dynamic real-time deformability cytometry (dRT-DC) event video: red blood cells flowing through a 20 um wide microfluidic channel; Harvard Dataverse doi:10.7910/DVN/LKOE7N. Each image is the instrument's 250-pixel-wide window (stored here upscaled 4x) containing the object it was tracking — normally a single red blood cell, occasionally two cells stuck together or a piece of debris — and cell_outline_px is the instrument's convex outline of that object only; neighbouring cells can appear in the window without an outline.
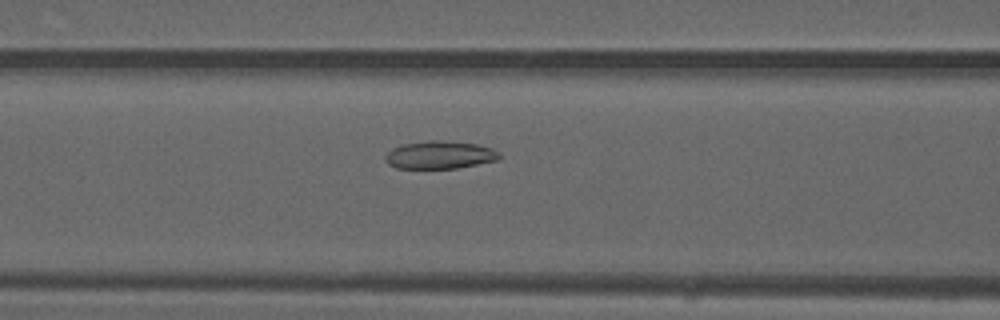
{"species": "common noctule bat (a hibernating species)", "species_latin": "Nyctalus noctula", "temperature_condition": "warm", "stored_images_in_passage": 37, "camera_frame_rate_fps": 3000, "um_per_image_px": 0.085, "animal": {"sex": "male", "forearm_length_mm": 52.5}, "frame": {"image": 1, "passage_image": 8, "time_ms": 2.333, "image_size_px": [1000, 320], "cell_outline_px": [[500, 156], [496, 160], [456, 168], [396, 168], [388, 164], [384, 160], [384, 156], [392, 148], [404, 144], [428, 140], [440, 140], [476, 144], [492, 148], [500, 152]], "centroid_in_image_um": [37.34, 13.16], "position_along_channel_um": 129.3, "area_um2": 18.38}}
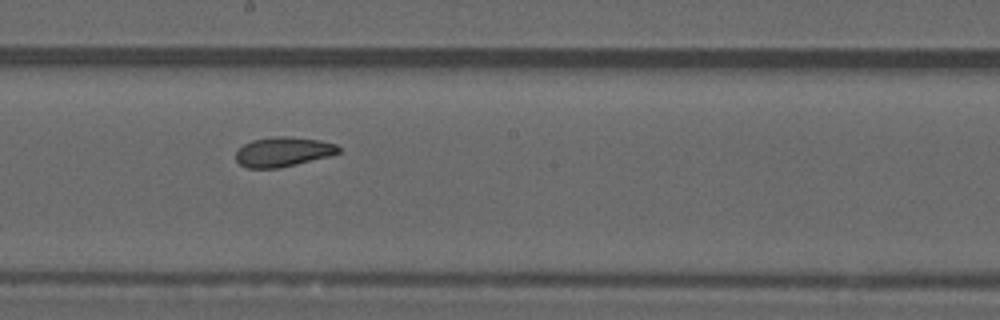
{"frame": {"image": 2, "passage_image": 15, "time_ms": 4.667, "image_size_px": [1000, 320], "cell_outline_px": [[340, 152], [328, 156], [296, 164], [276, 168], [248, 168], [240, 164], [236, 160], [236, 152], [244, 144], [252, 140], [272, 136], [284, 136], [320, 140], [336, 144], [340, 148]], "centroid_in_image_um": [24.05, 12.89], "position_along_channel_um": 224.2, "area_um2": 17.57}}
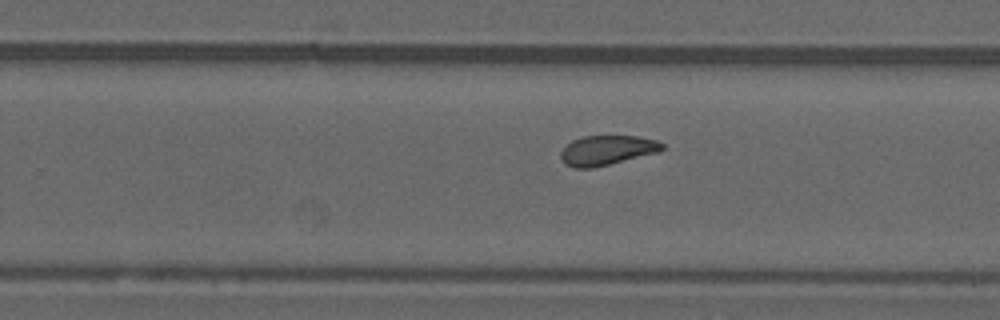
{"frame": {"image": 3, "passage_image": 19, "time_ms": 6.0, "image_size_px": [1000, 320], "cell_outline_px": [[664, 148], [660, 152], [592, 168], [576, 168], [564, 164], [560, 156], [560, 152], [572, 140], [584, 136], [636, 136], [656, 140], [664, 144]], "centroid_in_image_um": [51.6, 12.77], "position_along_channel_um": 278.2, "area_um2": 17.51}, "authors_computed_cell_mechanics": {"area_um2": 18.0336, "velocity_mm_per_s": 4.0785, "shape_relaxation_time_tau1_ms": null, "shape_relaxation_time_tau2_ms": 1.7469, "deformation_change_tau1": null, "deformation_change_tau2": 0.0747}}